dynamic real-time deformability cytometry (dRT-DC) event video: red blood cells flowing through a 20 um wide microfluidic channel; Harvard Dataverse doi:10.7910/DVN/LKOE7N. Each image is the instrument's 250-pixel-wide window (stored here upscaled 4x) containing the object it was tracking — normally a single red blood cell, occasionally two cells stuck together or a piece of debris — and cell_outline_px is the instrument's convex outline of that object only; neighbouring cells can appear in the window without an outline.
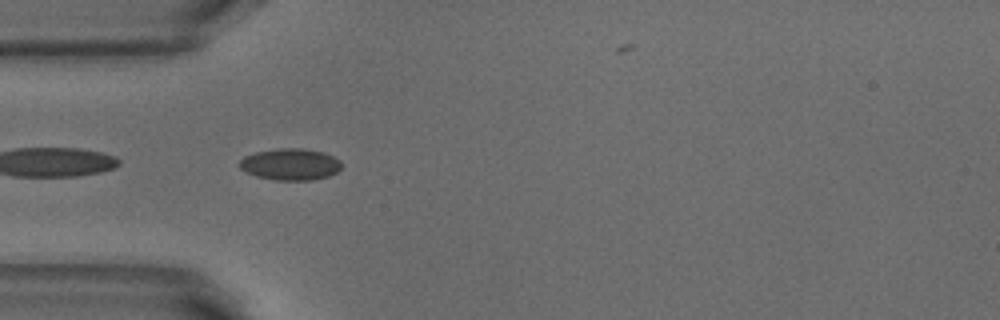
{"species": "common noctule bat (a hibernating species)", "species_latin": "Nyctalus noctula", "temperature_condition": "warm", "stored_images_in_passage": 52, "segment_of_instrument_passage": [2, 2], "camera_frame_rate_fps": 3000, "um_per_image_px": 0.085, "animal": {"sex": "male", "body_mass_g": 18.8}, "frame": {"image": 1, "passage_image": 15, "time_ms": 4.667, "image_size_px": [1000, 320], "cell_outline_px": [[340, 168], [336, 172], [328, 176], [312, 180], [276, 180], [256, 176], [240, 168], [236, 164], [244, 156], [256, 152], [280, 148], [304, 148], [324, 152], [340, 160]], "centroid_in_image_um": [24.66, 13.96], "position_along_channel_um": 60.3, "area_um2": 18.79}}
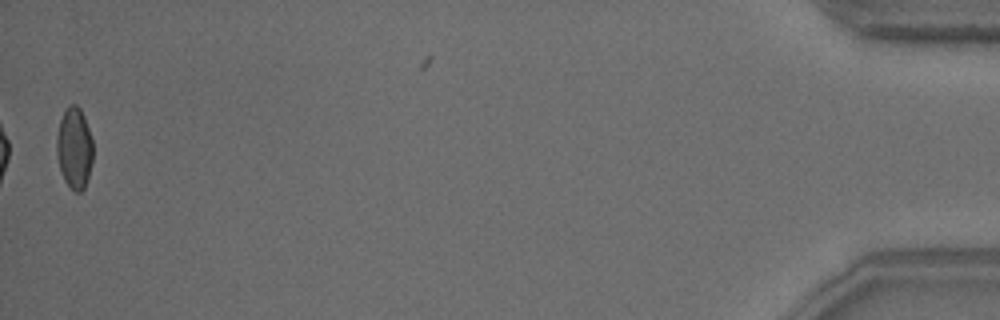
{"frame": {"image": 2, "passage_image": 51, "time_ms": 16.667, "image_size_px": [1000, 320], "cell_outline_px": [[92, 164], [84, 188], [80, 192], [76, 192], [64, 180], [60, 168], [56, 152], [56, 136], [60, 120], [64, 112], [72, 104], [76, 104], [80, 108], [84, 116], [92, 140]], "centroid_in_image_um": [6.31, 12.58], "position_along_channel_um": 428.9, "area_um2": 16.99}}